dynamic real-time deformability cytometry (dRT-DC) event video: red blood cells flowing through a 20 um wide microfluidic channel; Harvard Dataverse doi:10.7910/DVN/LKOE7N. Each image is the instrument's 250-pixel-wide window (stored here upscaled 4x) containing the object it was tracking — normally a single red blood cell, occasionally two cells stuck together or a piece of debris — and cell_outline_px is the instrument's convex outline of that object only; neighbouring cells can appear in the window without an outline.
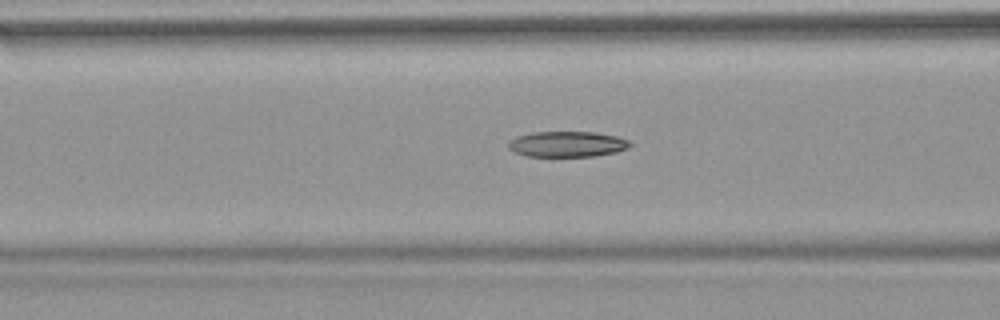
{"species": "common noctule bat (a hibernating species)", "species_latin": "Nyctalus noctula", "temperature_condition": "warm", "stored_images_in_passage": 54, "camera_frame_rate_fps": 3000, "um_per_image_px": 0.085, "animal": {"sex": "female", "body_mass_g": 18.4}, "frame": {"image": 1, "passage_image": 22, "time_ms": 7.0, "image_size_px": [1000, 320], "cell_outline_px": [[632, 144], [628, 148], [616, 152], [596, 156], [528, 156], [512, 152], [508, 148], [508, 140], [516, 136], [532, 132], [596, 132], [616, 136], [628, 140]], "centroid_in_image_um": [48.18, 12.25], "position_along_channel_um": 118.4, "area_um2": 18.32}}
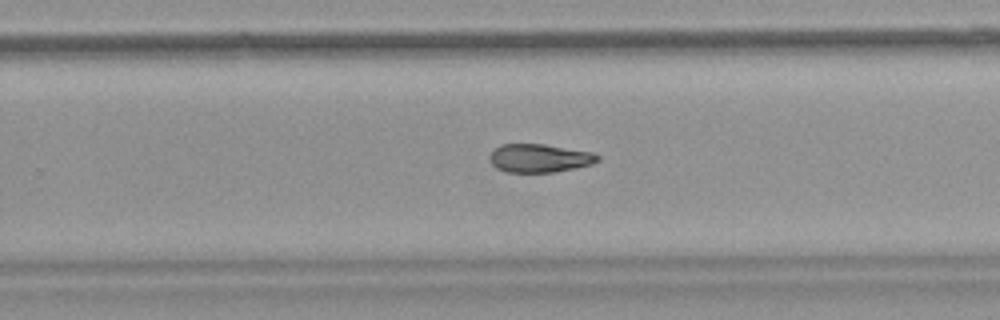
{"frame": {"image": 2, "passage_image": 35, "time_ms": 11.333, "image_size_px": [1000, 320], "cell_outline_px": [[600, 160], [592, 164], [576, 168], [556, 172], [508, 172], [496, 168], [492, 164], [488, 156], [500, 144], [544, 144], [592, 152], [600, 156]], "centroid_in_image_um": [45.87, 13.44], "position_along_channel_um": 283.9, "area_um2": 17.92}}
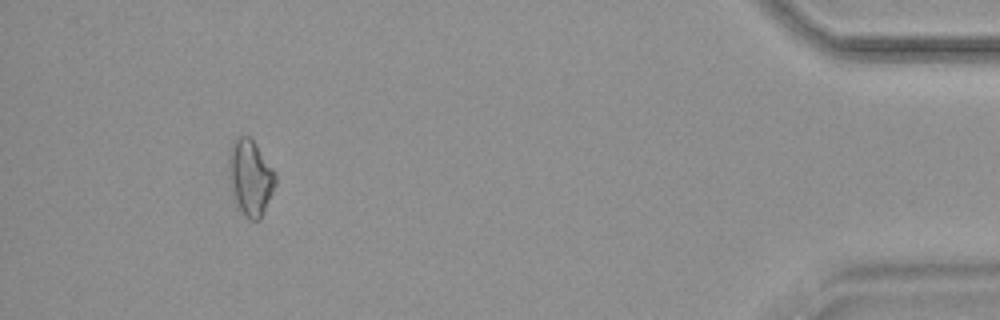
{"frame": {"image": 3, "passage_image": 50, "time_ms": 16.333, "image_size_px": [1000, 320], "cell_outline_px": [[276, 184], [260, 220], [248, 220], [244, 216], [236, 200], [228, 176], [228, 152], [232, 140], [236, 136], [248, 136], [256, 144], [276, 172]], "centroid_in_image_um": [21.27, 15.05], "position_along_channel_um": 413.9, "area_um2": 20.69}, "authors_computed_cell_mechanics": {"area_um2": 19.2185, "velocity_mm_per_s": 3.8441, "shape_relaxation_time_tau1_ms": null, "shape_relaxation_time_tau2_ms": 7.1824, "deformation_change_tau1": null, "deformation_change_tau2": 0.1788}}